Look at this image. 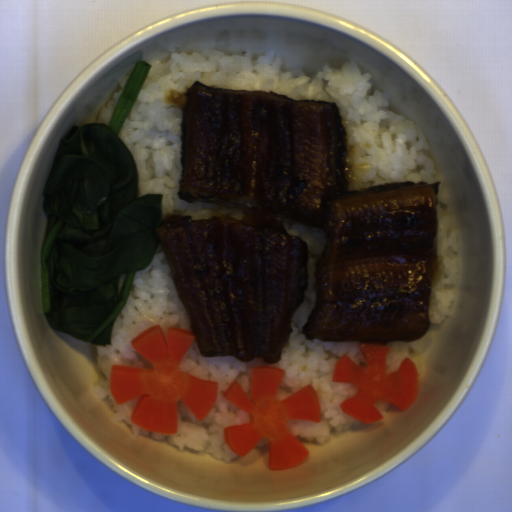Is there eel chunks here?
Returning a JSON list of instances; mask_svg holds the SVG:
<instances>
[{
	"label": "eel chunks",
	"mask_w": 512,
	"mask_h": 512,
	"mask_svg": "<svg viewBox=\"0 0 512 512\" xmlns=\"http://www.w3.org/2000/svg\"><path fill=\"white\" fill-rule=\"evenodd\" d=\"M174 103L182 113L178 198L243 214L172 212L157 228L202 357L281 358L309 259L284 218L325 236L306 340L413 342L428 332L442 182L348 190V134L336 102L197 80Z\"/></svg>",
	"instance_id": "obj_1"
}]
</instances>
